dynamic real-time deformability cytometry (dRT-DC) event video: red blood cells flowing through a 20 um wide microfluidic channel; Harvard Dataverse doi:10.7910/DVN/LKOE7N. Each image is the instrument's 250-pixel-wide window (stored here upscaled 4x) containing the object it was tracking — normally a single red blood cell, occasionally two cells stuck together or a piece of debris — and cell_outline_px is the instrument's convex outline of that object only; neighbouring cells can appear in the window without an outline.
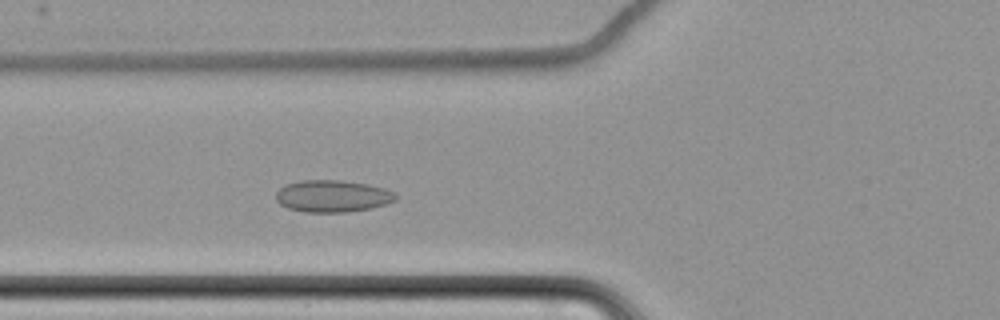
{"species": "common noctule bat (a hibernating species)", "species_latin": "Nyctalus noctula", "temperature_condition": "cold", "stored_images_in_passage": 5, "camera_frame_rate_fps": 3000, "um_per_image_px": 0.085, "animal": {"sex": "female", "body_mass_g": 22.7, "forearm_length_mm": 54.2}, "frame": {"image": 1, "passage_image": 5, "time_ms": 5.0, "image_size_px": [1000, 320], "cell_outline_px": [[396, 200], [372, 208], [348, 212], [304, 212], [288, 208], [280, 204], [276, 200], [276, 192], [284, 184], [300, 180], [340, 180], [368, 184], [384, 188], [396, 192]], "centroid_in_image_um": [28.25, 16.66], "position_along_channel_um": 97.5, "area_um2": 22.48}}